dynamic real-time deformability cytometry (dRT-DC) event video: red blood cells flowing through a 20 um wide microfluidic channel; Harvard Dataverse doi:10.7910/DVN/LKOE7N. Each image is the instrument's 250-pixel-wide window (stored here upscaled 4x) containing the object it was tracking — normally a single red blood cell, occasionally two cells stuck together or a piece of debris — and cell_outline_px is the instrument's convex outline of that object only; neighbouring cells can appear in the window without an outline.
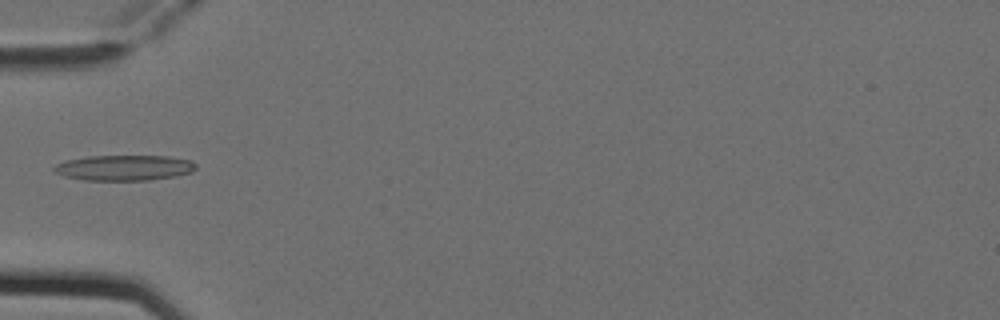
{"species": "Egyptian fruit bat (a non-hibernating species)", "species_latin": "Rousettus aegyptiacus", "temperature_condition": "cold", "stored_images_in_passage": 6, "camera_frame_rate_fps": 3000, "um_per_image_px": 0.085, "animal": {"sex": "female"}, "frame": {"image": 1, "passage_image": 6, "time_ms": 1.667, "image_size_px": [1000, 320], "cell_outline_px": [[196, 168], [192, 172], [176, 176], [148, 180], [84, 180], [64, 176], [56, 172], [52, 168], [56, 164], [64, 160], [88, 156], [168, 156], [192, 160], [196, 164]], "centroid_in_image_um": [10.56, 14.25], "position_along_channel_um": 74.4, "area_um2": 21.15}}